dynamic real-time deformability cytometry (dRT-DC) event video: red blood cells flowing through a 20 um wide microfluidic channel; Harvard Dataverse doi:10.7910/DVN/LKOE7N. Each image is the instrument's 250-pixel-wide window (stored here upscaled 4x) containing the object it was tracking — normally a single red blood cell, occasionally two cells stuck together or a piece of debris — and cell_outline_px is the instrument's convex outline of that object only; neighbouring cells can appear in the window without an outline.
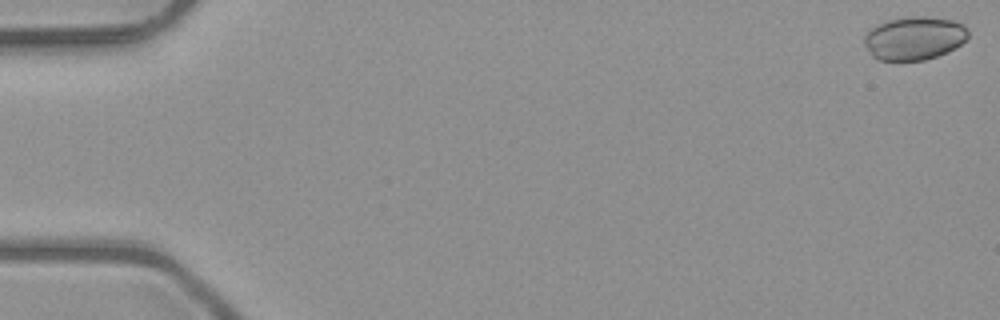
{"species": "common noctule bat (a hibernating species)", "species_latin": "Nyctalus noctula", "temperature_condition": "room temperature", "stored_images_in_passage": 52, "camera_frame_rate_fps": 3000, "um_per_image_px": 0.085, "animal": {"sex": "male", "body_mass_g": 23.1, "forearm_length_mm": 52.7}, "frame": {"image": 1, "passage_image": 1, "time_ms": 0.0, "image_size_px": [1000, 320], "cell_outline_px": [[968, 36], [960, 44], [948, 52], [924, 60], [876, 60], [872, 56], [864, 44], [864, 36], [872, 28], [888, 20], [912, 16], [920, 16], [952, 20], [964, 24], [968, 32]], "centroid_in_image_um": [77.71, 3.25], "position_along_channel_um": 7.3, "area_um2": 26.01}}
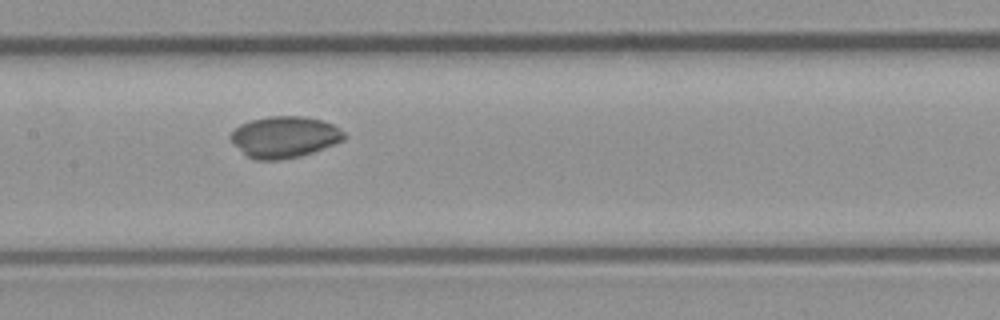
{"frame": {"image": 2, "passage_image": 26, "time_ms": 8.333, "image_size_px": [1000, 320], "cell_outline_px": [[348, 136], [344, 140], [312, 152], [300, 156], [280, 160], [256, 160], [248, 156], [228, 136], [240, 124], [252, 120], [268, 116], [304, 116], [320, 120], [332, 124], [344, 132]], "centroid_in_image_um": [24.2, 11.64], "position_along_channel_um": 183.2, "area_um2": 27.05}}
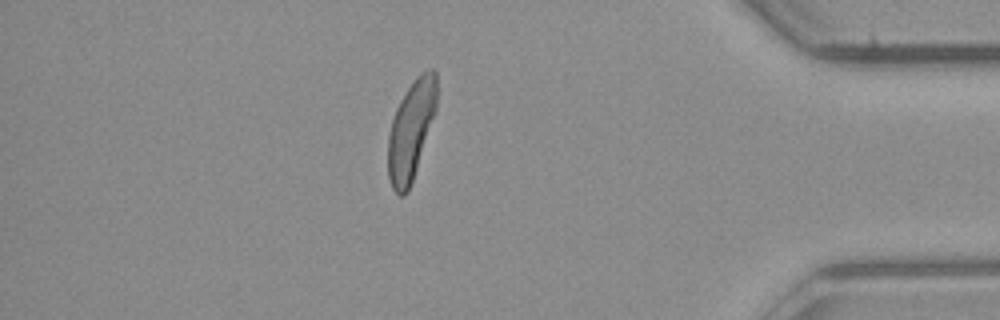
{"frame": {"image": 3, "passage_image": 45, "time_ms": 14.667, "image_size_px": [1000, 320], "cell_outline_px": [[436, 108], [408, 192], [404, 196], [400, 196], [392, 188], [388, 176], [388, 136], [392, 120], [396, 108], [400, 100], [416, 76], [420, 72], [432, 68], [436, 68]], "centroid_in_image_um": [34.92, 11.04], "position_along_channel_um": 400.3, "area_um2": 27.63}}